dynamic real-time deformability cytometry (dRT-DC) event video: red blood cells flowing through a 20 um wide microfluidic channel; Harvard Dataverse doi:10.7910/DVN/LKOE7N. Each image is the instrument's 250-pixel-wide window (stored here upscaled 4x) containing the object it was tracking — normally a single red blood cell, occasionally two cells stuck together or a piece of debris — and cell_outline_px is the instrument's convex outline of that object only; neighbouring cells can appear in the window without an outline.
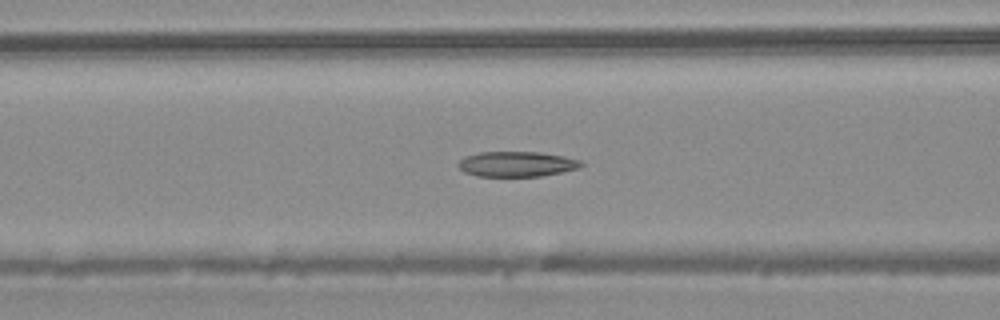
{"species": "common noctule bat (a hibernating species)", "species_latin": "Nyctalus noctula", "temperature_condition": "warm", "stored_images_in_passage": 39, "camera_frame_rate_fps": 3000, "um_per_image_px": 0.085, "animal": {"sex": "male", "body_mass_g": 20.4}, "frame": {"image": 1, "passage_image": 9, "time_ms": 2.667, "image_size_px": [1000, 320], "cell_outline_px": [[584, 164], [580, 168], [540, 176], [476, 176], [464, 172], [456, 164], [464, 156], [480, 152], [540, 152], [564, 156], [580, 160]], "centroid_in_image_um": [43.91, 13.94], "position_along_channel_um": 122.7, "area_um2": 18.09}}
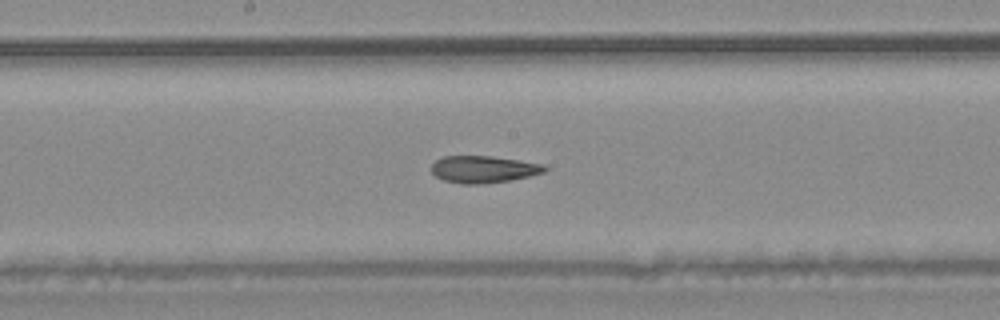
{"frame": {"image": 2, "passage_image": 15, "time_ms": 4.667, "image_size_px": [1000, 320], "cell_outline_px": [[548, 168], [544, 172], [528, 176], [508, 180], [480, 184], [460, 184], [444, 180], [436, 176], [432, 172], [432, 164], [436, 160], [444, 156], [492, 156], [544, 164]], "centroid_in_image_um": [41.08, 14.38], "position_along_channel_um": 207.1, "area_um2": 17.69}}
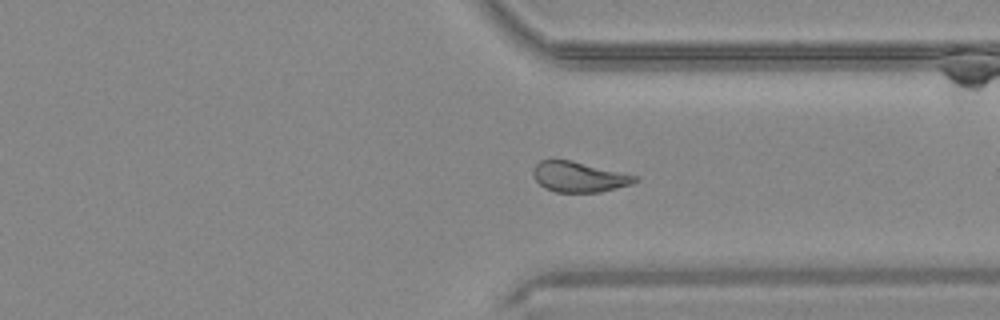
{"frame": {"image": 3, "passage_image": 26, "time_ms": 8.333, "image_size_px": [1000, 320], "cell_outline_px": [[640, 180], [632, 184], [600, 192], [556, 192], [544, 188], [532, 176], [532, 168], [540, 160], [572, 160], [640, 176]], "centroid_in_image_um": [49.23, 15.03], "position_along_channel_um": 362.2, "area_um2": 18.26}, "authors_computed_cell_mechanics": {"area_um2": 18.785, "velocity_mm_per_s": 4.2291, "shape_relaxation_time_tau1_ms": null, "shape_relaxation_time_tau2_ms": 3.3073, "deformation_change_tau1": null, "deformation_change_tau2": 0.1133}}